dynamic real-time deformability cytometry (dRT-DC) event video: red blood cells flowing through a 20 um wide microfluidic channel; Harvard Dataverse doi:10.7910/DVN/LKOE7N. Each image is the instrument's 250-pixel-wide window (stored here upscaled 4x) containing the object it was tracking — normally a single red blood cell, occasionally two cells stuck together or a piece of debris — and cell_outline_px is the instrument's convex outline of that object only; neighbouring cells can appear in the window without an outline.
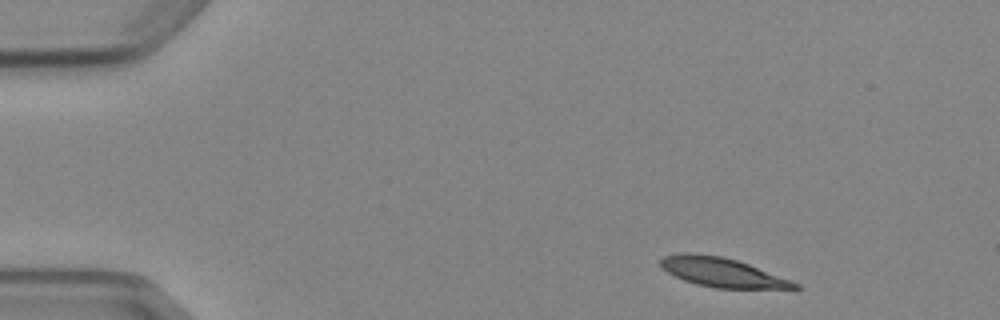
{"species": "Egyptian fruit bat (a non-hibernating species)", "species_latin": "Rousettus aegyptiacus", "temperature_condition": "cold", "stored_images_in_passage": 6, "camera_frame_rate_fps": 3000, "um_per_image_px": 0.085, "animal": {"sex": "female"}, "frame": {"image": 1, "passage_image": 1, "time_ms": 0.0, "image_size_px": [1000, 320], "cell_outline_px": [[800, 288], [716, 288], [696, 284], [684, 280], [660, 268], [660, 260], [664, 256], [680, 252], [692, 252], [720, 256], [736, 260], [748, 264], [792, 280], [800, 284]], "centroid_in_image_um": [61.34, 23.13], "position_along_channel_um": 23.7, "area_um2": 22.72}}
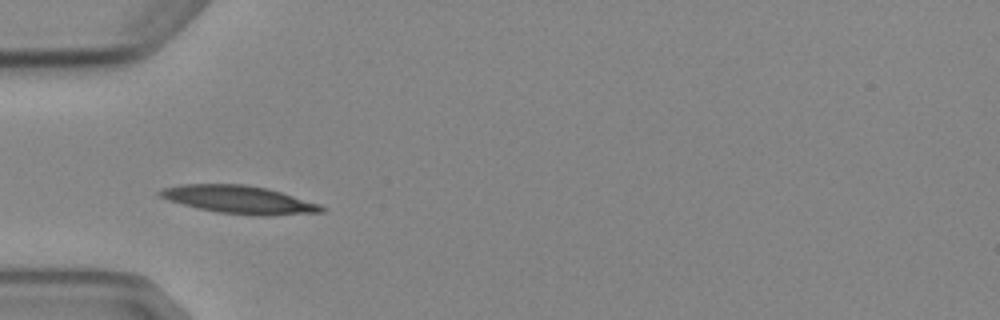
{"frame": {"image": 2, "passage_image": 4, "time_ms": 3.333, "image_size_px": [1000, 320], "cell_outline_px": [[328, 208], [324, 212], [272, 216], [252, 216], [220, 212], [200, 208], [168, 200], [160, 196], [156, 192], [160, 188], [180, 184], [244, 184], [264, 188], [280, 192], [320, 204]], "centroid_in_image_um": [20.35, 16.97], "position_along_channel_um": 64.7, "area_um2": 26.3}}
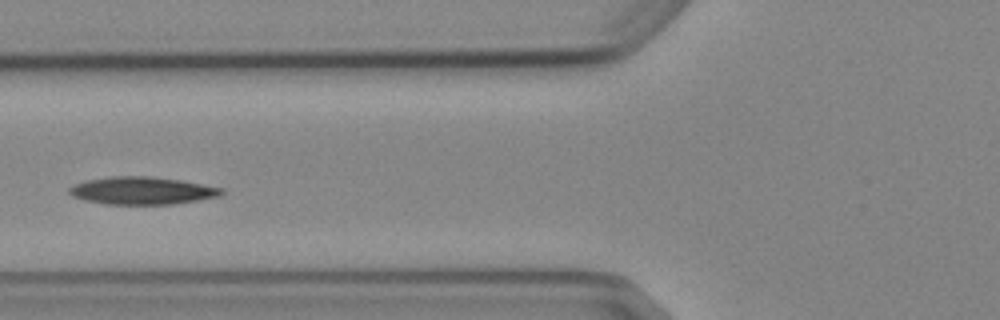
{"frame": {"image": 3, "passage_image": 5, "time_ms": 4.667, "image_size_px": [1000, 320], "cell_outline_px": [[224, 192], [220, 196], [172, 204], [108, 204], [84, 200], [72, 196], [68, 192], [68, 188], [84, 180], [108, 176], [152, 176], [180, 180], [224, 188]], "centroid_in_image_um": [12.05, 16.19], "position_along_channel_um": 113.7, "area_um2": 24.51}}